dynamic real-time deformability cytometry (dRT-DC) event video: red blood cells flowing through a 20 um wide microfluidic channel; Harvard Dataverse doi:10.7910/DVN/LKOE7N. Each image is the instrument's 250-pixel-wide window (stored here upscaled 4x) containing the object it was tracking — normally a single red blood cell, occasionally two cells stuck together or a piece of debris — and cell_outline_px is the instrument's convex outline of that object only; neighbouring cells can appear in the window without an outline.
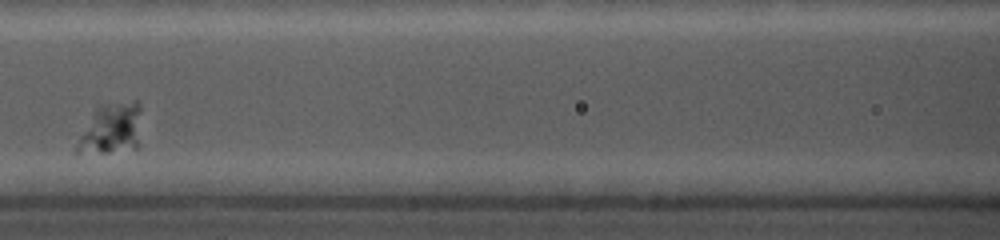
{"species": "common noctule bat (a hibernating species)", "species_latin": "Nyctalus noctula", "temperature_condition": "cold", "stored_images_in_passage": 19, "camera_frame_rate_fps": 5000, "um_per_image_px": 0.085, "animal": {"sex": "female", "body_mass_g": 19.0, "forearm_length_mm": 56.7}, "frame": {"image": 1, "passage_image": 9, "time_ms": 6.0, "image_size_px": [1000, 240], "cell_outline_px": [[140, 148], [108, 152], [72, 152], [68, 136], [68, 132], [96, 116], [104, 112], [124, 108], [136, 108], [140, 144]], "centroid_in_image_um": [9.11, 11.28], "position_along_channel_um": 157.5, "area_um2": 17.8}}
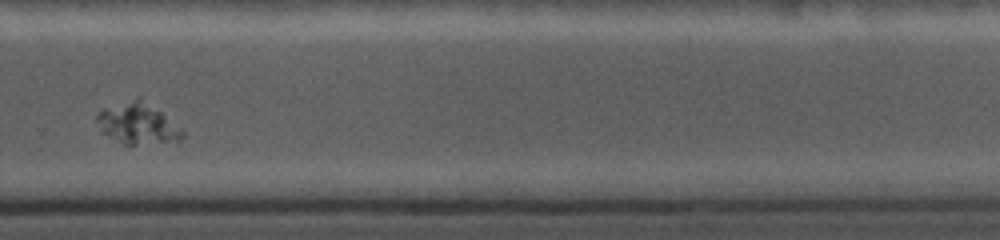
{"frame": {"image": 2, "passage_image": 15, "time_ms": 10.6, "image_size_px": [1000, 240], "cell_outline_px": [[184, 136], [180, 140], [128, 148], [100, 132], [96, 120], [96, 116], [100, 112], [128, 108], [136, 108], [160, 112], [184, 128]], "centroid_in_image_um": [11.78, 10.81], "position_along_channel_um": 318.0, "area_um2": 18.38}}
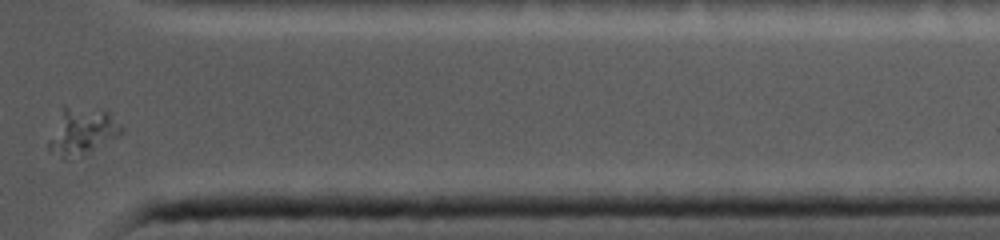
{"frame": {"image": 3, "passage_image": 18, "time_ms": 13.0, "image_size_px": [1000, 240], "cell_outline_px": [[124, 132], [120, 136], [92, 148], [60, 160], [48, 152], [48, 140], [64, 108], [104, 116], [124, 124]], "centroid_in_image_um": [6.91, 11.3], "position_along_channel_um": 404.5, "area_um2": 17.69}}